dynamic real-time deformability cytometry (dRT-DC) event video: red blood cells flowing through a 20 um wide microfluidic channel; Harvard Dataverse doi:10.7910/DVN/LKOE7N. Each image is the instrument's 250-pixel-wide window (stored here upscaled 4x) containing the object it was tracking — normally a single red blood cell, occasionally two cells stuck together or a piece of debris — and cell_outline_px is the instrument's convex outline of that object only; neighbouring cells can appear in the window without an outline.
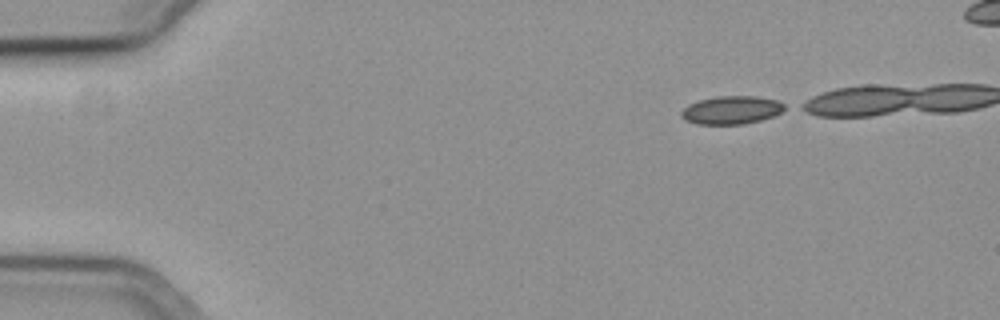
{"species": "common noctule bat (a hibernating species)", "species_latin": "Nyctalus noctula", "temperature_condition": "cold", "stored_images_in_passage": 9, "camera_frame_rate_fps": 3000, "um_per_image_px": 0.085, "animal": {"sex": "female", "body_mass_g": 19.3, "forearm_length_mm": 54.1}, "frame": {"image": 1, "passage_image": 1, "time_ms": 0.0, "image_size_px": [1000, 320], "cell_outline_px": [[788, 108], [772, 116], [760, 120], [744, 124], [696, 124], [684, 120], [680, 116], [680, 112], [688, 104], [700, 100], [716, 96], [756, 96], [776, 100], [784, 104]], "centroid_in_image_um": [62.15, 9.35], "position_along_channel_um": 22.9, "area_um2": 16.99}}